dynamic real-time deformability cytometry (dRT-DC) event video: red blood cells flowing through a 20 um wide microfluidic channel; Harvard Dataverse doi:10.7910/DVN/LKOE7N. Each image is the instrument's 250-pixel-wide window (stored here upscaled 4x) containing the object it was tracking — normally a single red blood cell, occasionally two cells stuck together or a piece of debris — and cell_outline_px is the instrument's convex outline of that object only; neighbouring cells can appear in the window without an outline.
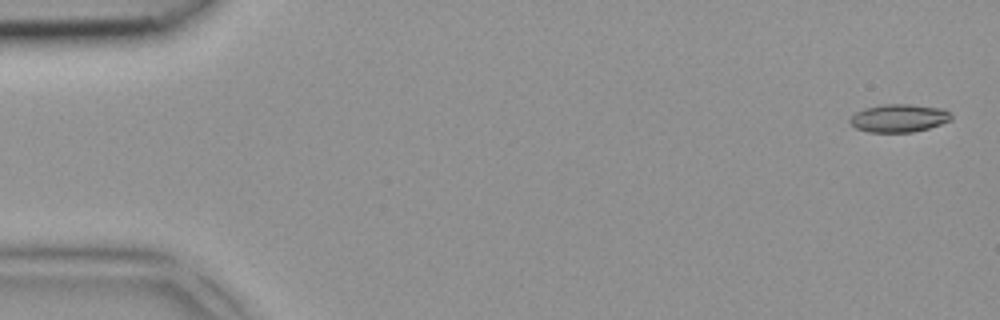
{"species": "common noctule bat (a hibernating species)", "species_latin": "Nyctalus noctula", "temperature_condition": "room temperature", "stored_images_in_passage": 4, "camera_frame_rate_fps": 3000, "um_per_image_px": 0.085, "animal": {"sex": "female", "body_mass_g": 18.4}, "frame": {"image": 1, "passage_image": 1, "time_ms": 0.0, "image_size_px": [1000, 320], "cell_outline_px": [[952, 120], [928, 128], [912, 132], [868, 132], [856, 128], [848, 120], [856, 112], [864, 108], [880, 104], [912, 104], [944, 108], [952, 116]], "centroid_in_image_um": [76.41, 10.03], "position_along_channel_um": 8.6, "area_um2": 16.59}}
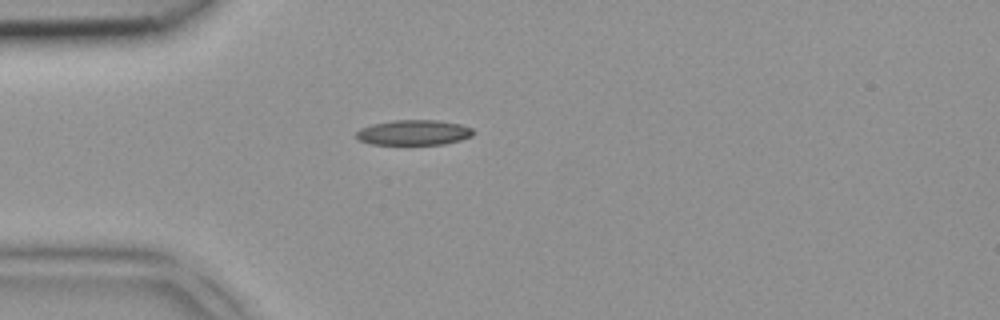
{"frame": {"image": 2, "passage_image": 4, "time_ms": 1.0, "image_size_px": [1000, 320], "cell_outline_px": [[476, 132], [472, 136], [460, 140], [444, 144], [372, 144], [360, 140], [356, 136], [356, 132], [360, 128], [372, 124], [392, 120], [436, 120], [460, 124], [472, 128]], "centroid_in_image_um": [35.19, 11.26], "position_along_channel_um": 49.8, "area_um2": 17.17}}